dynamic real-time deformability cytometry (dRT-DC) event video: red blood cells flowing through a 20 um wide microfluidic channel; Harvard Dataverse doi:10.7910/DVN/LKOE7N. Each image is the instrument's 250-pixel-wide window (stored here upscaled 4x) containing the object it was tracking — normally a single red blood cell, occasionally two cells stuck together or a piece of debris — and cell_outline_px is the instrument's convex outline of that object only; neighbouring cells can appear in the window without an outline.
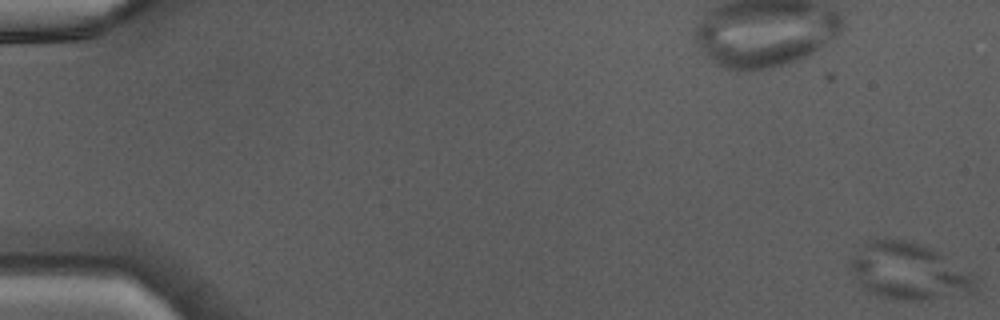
{"species": "Egyptian fruit bat (a non-hibernating species)", "species_latin": "Rousettus aegyptiacus", "temperature_condition": "warm", "stored_images_in_passage": 47, "camera_frame_rate_fps": 3000, "um_per_image_px": 0.085, "animal": {"sex": "male"}, "frame": {"image": 1, "passage_image": 1, "time_ms": 0.0, "image_size_px": [1000, 320], "cell_outline_px": [[976, 284], [968, 292], [920, 300], [892, 300], [880, 296], [864, 288], [860, 284], [852, 272], [848, 264], [848, 260], [868, 240], [876, 236], [888, 236], [912, 240], [928, 248], [972, 276]], "centroid_in_image_um": [77.06, 23.0], "position_along_channel_um": 7.9, "area_um2": 40.46}}